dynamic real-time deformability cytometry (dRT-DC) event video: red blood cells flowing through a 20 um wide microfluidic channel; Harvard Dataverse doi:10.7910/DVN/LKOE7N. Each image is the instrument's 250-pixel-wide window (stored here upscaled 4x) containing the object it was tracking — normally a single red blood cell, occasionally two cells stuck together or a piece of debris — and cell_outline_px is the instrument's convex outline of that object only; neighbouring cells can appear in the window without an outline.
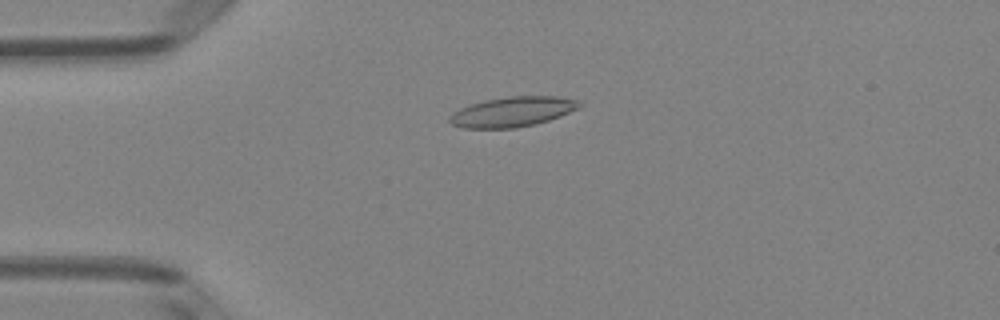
{"species": "Egyptian fruit bat (a non-hibernating species)", "species_latin": "Rousettus aegyptiacus", "temperature_condition": "room temperature", "stored_images_in_passage": 5, "camera_frame_rate_fps": 3000, "um_per_image_px": 0.085, "animal": {"sex": "female"}, "frame": {"image": 1, "passage_image": 4, "time_ms": 1.0, "image_size_px": [1000, 320], "cell_outline_px": [[580, 108], [560, 116], [536, 124], [516, 128], [464, 128], [452, 124], [448, 120], [452, 112], [460, 108], [484, 100], [508, 96], [556, 96], [576, 100], [580, 104]], "centroid_in_image_um": [43.54, 9.5], "position_along_channel_um": 41.5, "area_um2": 22.6}}